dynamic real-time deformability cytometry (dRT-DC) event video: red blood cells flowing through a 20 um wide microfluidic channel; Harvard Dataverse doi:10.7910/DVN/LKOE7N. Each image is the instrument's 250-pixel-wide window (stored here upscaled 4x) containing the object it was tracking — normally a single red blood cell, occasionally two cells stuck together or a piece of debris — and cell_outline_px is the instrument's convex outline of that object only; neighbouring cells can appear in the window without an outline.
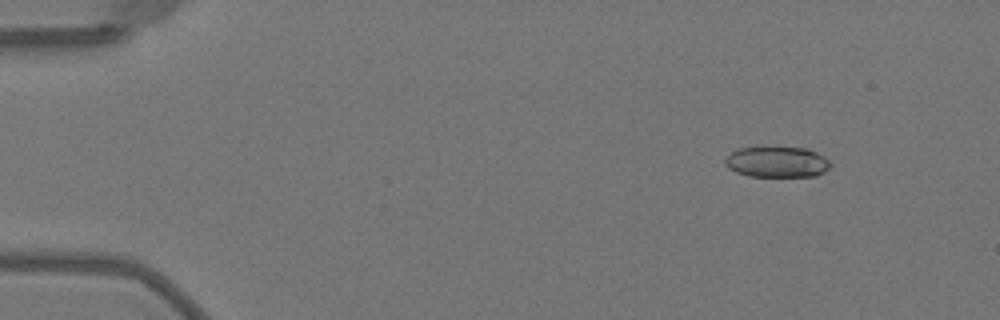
{"species": "Egyptian fruit bat (a non-hibernating species)", "species_latin": "Rousettus aegyptiacus", "temperature_condition": "warm", "stored_images_in_passage": 48, "camera_frame_rate_fps": 3000, "um_per_image_px": 0.085, "animal": {"sex": "female"}, "frame": {"image": 1, "passage_image": 3, "time_ms": 0.667, "image_size_px": [1000, 320], "cell_outline_px": [[832, 164], [824, 172], [816, 176], [748, 176], [736, 172], [728, 168], [724, 160], [732, 152], [740, 148], [768, 144], [808, 148], [824, 156]], "centroid_in_image_um": [66.05, 13.71], "position_along_channel_um": 19.0, "area_um2": 19.65}}
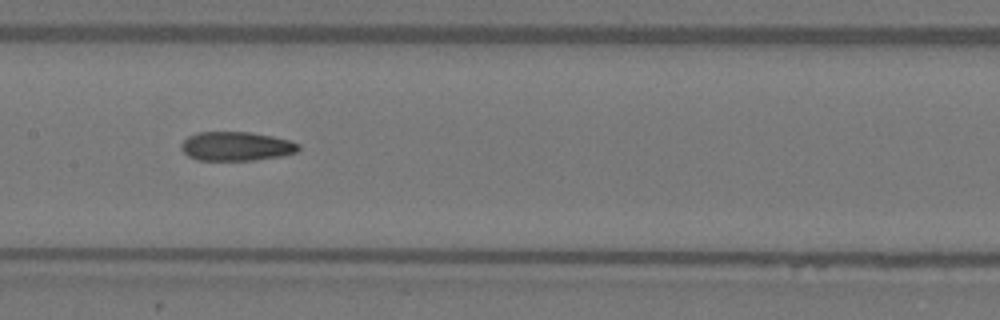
{"frame": {"image": 2, "passage_image": 23, "time_ms": 7.333, "image_size_px": [1000, 320], "cell_outline_px": [[300, 148], [296, 152], [280, 156], [252, 160], [196, 160], [188, 156], [180, 148], [180, 144], [188, 136], [200, 132], [248, 132], [272, 136], [288, 140], [300, 144]], "centroid_in_image_um": [20.05, 12.43], "position_along_channel_um": 187.3, "area_um2": 19.77}}
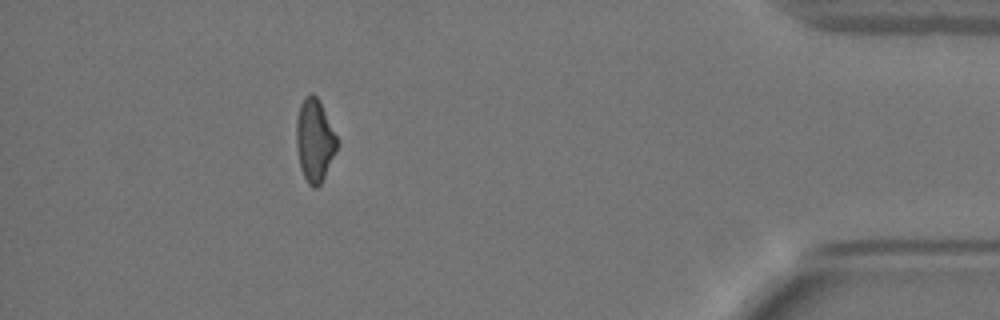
{"frame": {"image": 3, "passage_image": 43, "time_ms": 14.0, "image_size_px": [1000, 320], "cell_outline_px": [[336, 148], [324, 176], [320, 184], [316, 188], [312, 188], [308, 184], [300, 168], [296, 144], [296, 120], [300, 104], [304, 96], [312, 92], [320, 100], [336, 136]], "centroid_in_image_um": [26.7, 11.89], "position_along_channel_um": 408.5, "area_um2": 19.36}, "authors_computed_cell_mechanics": {"area_um2": 19.8832, "velocity_mm_per_s": 4.0609, "shape_relaxation_time_tau1_ms": 7.8515, "shape_relaxation_time_tau2_ms": 3.3502, "deformation_change_tau1": 0.2469, "deformation_change_tau2": 0.1136}}